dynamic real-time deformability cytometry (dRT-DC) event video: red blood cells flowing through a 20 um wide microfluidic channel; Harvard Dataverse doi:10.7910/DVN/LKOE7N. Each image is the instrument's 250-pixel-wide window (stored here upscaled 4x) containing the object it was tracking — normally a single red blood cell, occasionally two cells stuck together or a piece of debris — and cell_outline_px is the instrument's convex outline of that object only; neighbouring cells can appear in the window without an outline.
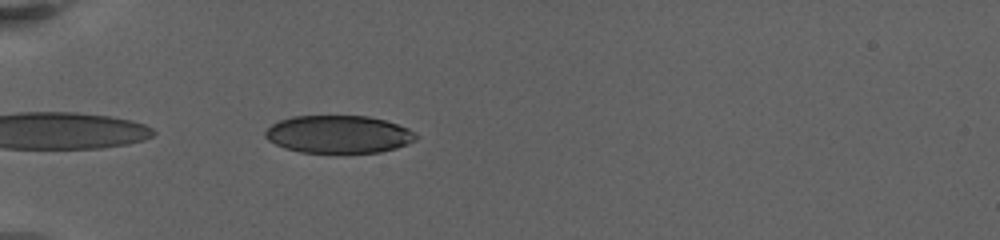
{"species": "human", "species_latin": "Homo sapiens", "temperature_condition": "warm", "stored_images_in_passage": 7, "camera_frame_rate_fps": 3000, "um_per_image_px": 0.085, "donor": {"sex": "female"}, "frame": {"image": 1, "passage_image": 4, "time_ms": 3.333, "image_size_px": [1000, 240], "cell_outline_px": [[420, 136], [416, 140], [408, 144], [396, 148], [380, 152], [300, 152], [284, 148], [268, 140], [264, 136], [264, 132], [272, 124], [280, 120], [292, 116], [368, 116], [384, 120], [408, 128]], "centroid_in_image_um": [28.78, 11.41], "position_along_channel_um": 56.2, "area_um2": 33.06}}
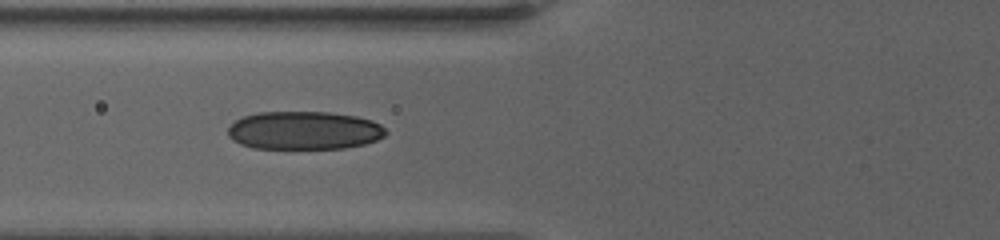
{"frame": {"image": 2, "passage_image": 6, "time_ms": 5.333, "image_size_px": [1000, 240], "cell_outline_px": [[388, 132], [384, 136], [376, 140], [364, 144], [344, 148], [252, 148], [240, 144], [232, 140], [228, 136], [228, 128], [236, 120], [244, 116], [256, 112], [328, 112], [356, 116], [372, 120], [380, 124]], "centroid_in_image_um": [25.84, 11.08], "position_along_channel_um": 100.0, "area_um2": 35.2}}
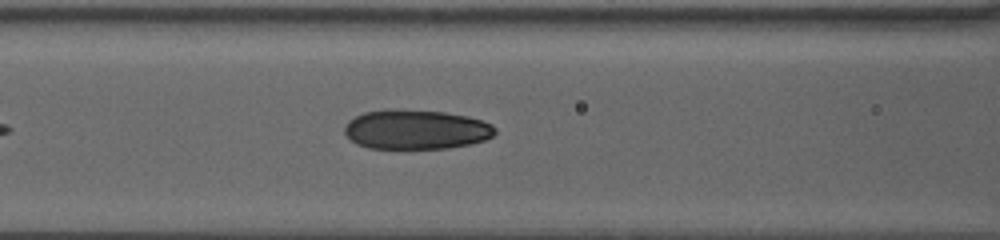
{"frame": {"image": 3, "passage_image": 7, "time_ms": 6.333, "image_size_px": [1000, 240], "cell_outline_px": [[496, 132], [492, 136], [484, 140], [472, 144], [448, 148], [368, 148], [356, 144], [344, 132], [344, 128], [348, 120], [364, 112], [388, 108], [444, 112], [468, 116], [492, 124], [496, 128]], "centroid_in_image_um": [35.36, 11.0], "position_along_channel_um": 131.2, "area_um2": 34.85}}